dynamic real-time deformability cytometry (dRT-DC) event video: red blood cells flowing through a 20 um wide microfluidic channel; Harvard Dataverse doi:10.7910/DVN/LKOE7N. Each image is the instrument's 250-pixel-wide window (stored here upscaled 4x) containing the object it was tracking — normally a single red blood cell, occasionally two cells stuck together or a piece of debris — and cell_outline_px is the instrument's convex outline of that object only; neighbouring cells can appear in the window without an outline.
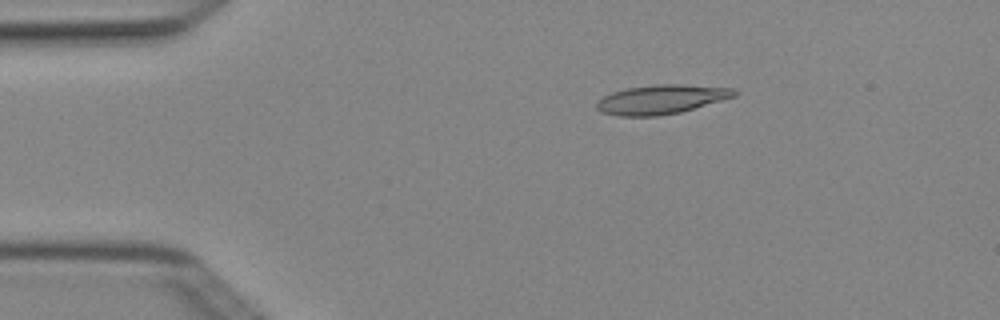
{"species": "Egyptian fruit bat (a non-hibernating species)", "species_latin": "Rousettus aegyptiacus", "temperature_condition": "cold", "stored_images_in_passage": 5, "camera_frame_rate_fps": 3000, "um_per_image_px": 0.085, "animal": {"sex": "female"}, "frame": {"image": 1, "passage_image": 2, "time_ms": 0.333, "image_size_px": [1000, 320], "cell_outline_px": [[736, 96], [680, 112], [656, 116], [620, 116], [600, 112], [596, 108], [596, 100], [612, 92], [624, 88], [656, 84], [680, 84], [732, 88], [736, 92]], "centroid_in_image_um": [56.14, 8.44], "position_along_channel_um": 28.9, "area_um2": 23.41}}
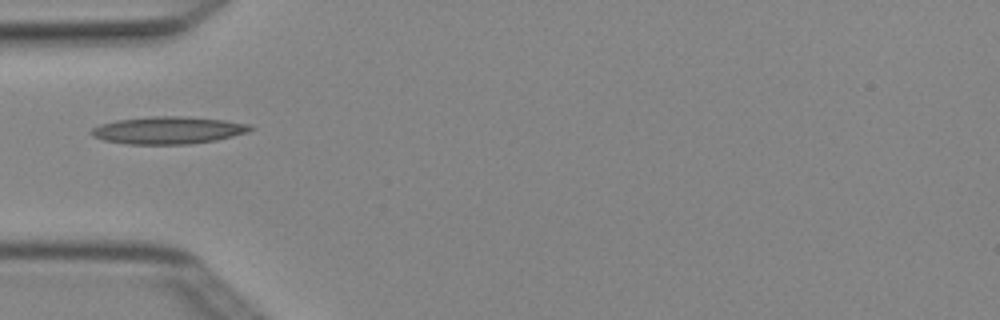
{"frame": {"image": 2, "passage_image": 4, "time_ms": 1.0, "image_size_px": [1000, 320], "cell_outline_px": [[256, 128], [248, 132], [216, 140], [188, 144], [128, 144], [104, 140], [92, 136], [88, 132], [92, 128], [100, 124], [116, 120], [152, 116], [180, 116], [224, 120], [252, 124]], "centroid_in_image_um": [14.3, 11.07], "position_along_channel_um": 70.7, "area_um2": 25.43}}
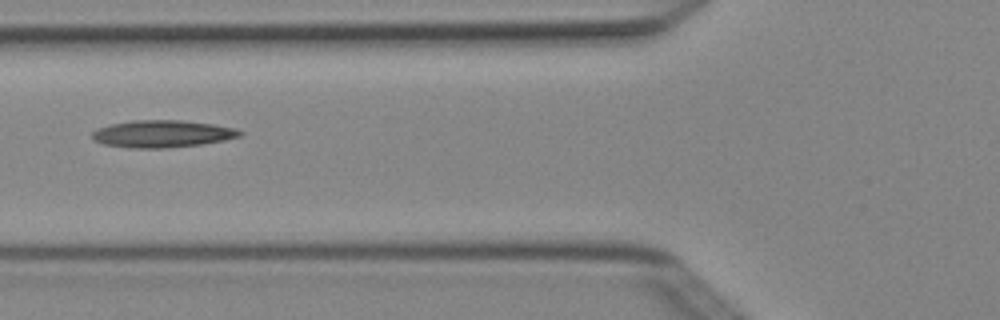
{"frame": {"image": 3, "passage_image": 5, "time_ms": 1.333, "image_size_px": [1000, 320], "cell_outline_px": [[244, 132], [240, 136], [224, 140], [200, 144], [164, 148], [136, 148], [104, 144], [96, 140], [92, 136], [92, 132], [100, 128], [112, 124], [132, 120], [180, 120], [212, 124], [236, 128]], "centroid_in_image_um": [13.84, 11.37], "position_along_channel_um": 112.0, "area_um2": 23.06}}